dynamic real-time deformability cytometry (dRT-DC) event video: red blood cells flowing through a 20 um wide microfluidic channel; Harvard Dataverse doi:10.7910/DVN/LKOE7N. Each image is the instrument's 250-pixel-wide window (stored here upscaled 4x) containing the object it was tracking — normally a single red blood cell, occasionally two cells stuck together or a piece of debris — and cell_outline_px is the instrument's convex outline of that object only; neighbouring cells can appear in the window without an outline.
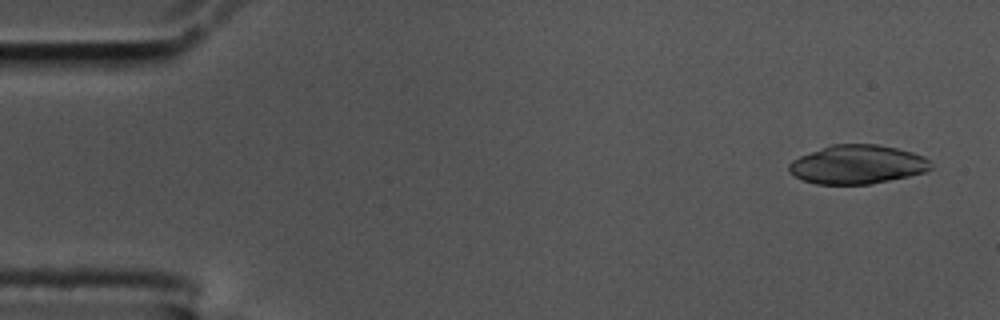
{"species": "common noctule bat (a hibernating species)", "species_latin": "Nyctalus noctula", "temperature_condition": "cold", "stored_images_in_passage": 57, "camera_frame_rate_fps": 3000, "um_per_image_px": 0.085, "animal": {"sex": "male", "body_mass_g": 17.5, "forearm_length_mm": 52.3}, "frame": {"image": 1, "passage_image": 3, "time_ms": 0.667, "image_size_px": [1000, 320], "cell_outline_px": [[932, 168], [924, 172], [908, 176], [872, 184], [816, 184], [804, 180], [788, 172], [788, 164], [792, 160], [800, 156], [832, 144], [876, 144], [896, 148], [912, 152], [924, 156], [932, 164]], "centroid_in_image_um": [72.87, 13.98], "position_along_channel_um": 12.1, "area_um2": 32.02}}